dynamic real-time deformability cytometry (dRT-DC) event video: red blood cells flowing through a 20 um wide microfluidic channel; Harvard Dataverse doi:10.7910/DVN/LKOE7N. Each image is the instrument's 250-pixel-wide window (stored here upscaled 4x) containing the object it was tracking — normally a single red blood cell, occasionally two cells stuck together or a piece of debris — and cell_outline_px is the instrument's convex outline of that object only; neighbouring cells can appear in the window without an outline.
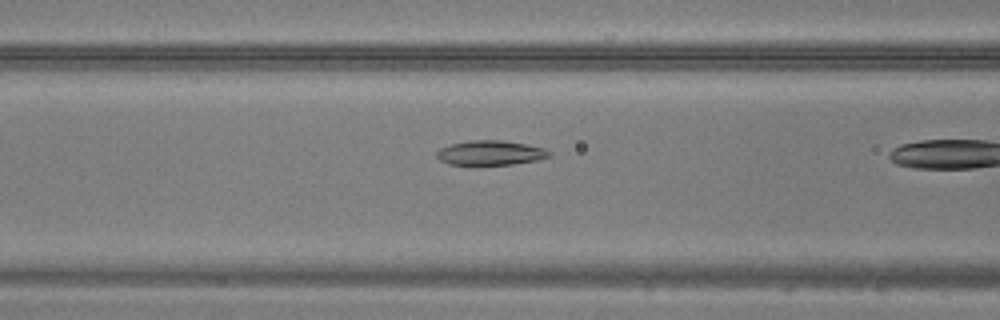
{"species": "common noctule bat (a hibernating species)", "species_latin": "Nyctalus noctula", "temperature_condition": "warm", "stored_images_in_passage": 9, "camera_frame_rate_fps": 3000, "um_per_image_px": 0.085, "animal": {"sex": "male", "body_mass_g": 20.5, "forearm_length_mm": 52.5}, "frame": {"image": 1, "passage_image": 7, "time_ms": 2.0, "image_size_px": [1000, 320], "cell_outline_px": [[552, 156], [536, 160], [512, 164], [448, 164], [440, 160], [436, 156], [436, 152], [440, 148], [452, 144], [472, 140], [500, 140], [524, 144], [544, 148], [552, 152]], "centroid_in_image_um": [41.7, 12.99], "position_along_channel_um": 124.9, "area_um2": 15.9}}